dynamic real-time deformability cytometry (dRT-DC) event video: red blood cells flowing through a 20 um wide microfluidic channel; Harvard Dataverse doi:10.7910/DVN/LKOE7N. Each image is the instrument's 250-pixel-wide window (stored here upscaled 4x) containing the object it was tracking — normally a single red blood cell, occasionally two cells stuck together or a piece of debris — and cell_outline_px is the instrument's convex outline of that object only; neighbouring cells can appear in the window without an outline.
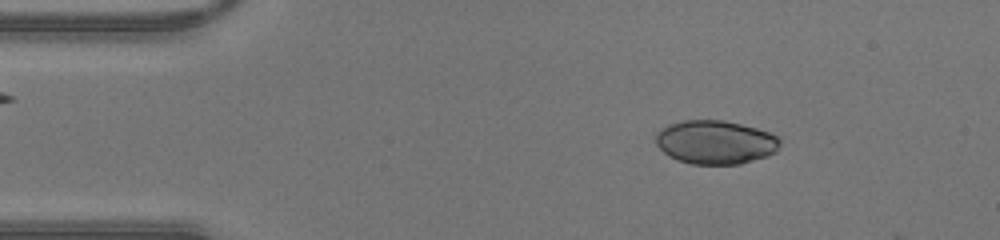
{"species": "human", "species_latin": "Homo sapiens", "temperature_condition": "warm", "stored_images_in_passage": 44, "camera_frame_rate_fps": 3000, "um_per_image_px": 0.085, "donor": {"sex": "male"}, "frame": {"image": 1, "passage_image": 6, "time_ms": 1.667, "image_size_px": [1000, 240], "cell_outline_px": [[780, 144], [776, 152], [768, 156], [740, 164], [692, 164], [676, 160], [668, 156], [656, 144], [656, 132], [660, 128], [668, 124], [684, 120], [724, 120], [756, 128], [768, 132], [776, 136], [780, 140]], "centroid_in_image_um": [60.79, 12.09], "position_along_channel_um": 24.2, "area_um2": 31.79}}
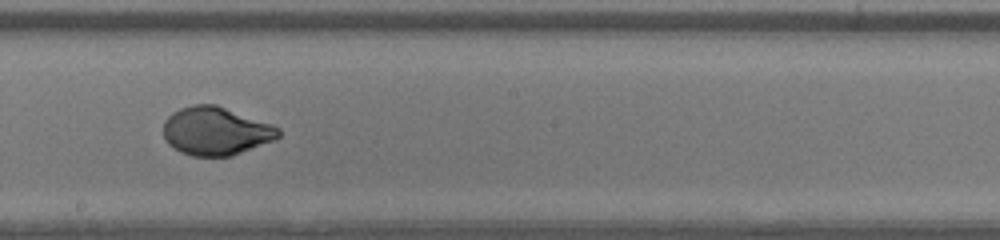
{"frame": {"image": 2, "passage_image": 24, "time_ms": 7.667, "image_size_px": [1000, 240], "cell_outline_px": [[280, 136], [272, 140], [232, 156], [192, 156], [180, 152], [168, 144], [164, 136], [164, 120], [172, 112], [180, 108], [192, 104], [216, 104], [272, 124], [280, 128]], "centroid_in_image_um": [18.32, 11.13], "position_along_channel_um": 229.9, "area_um2": 32.37}}
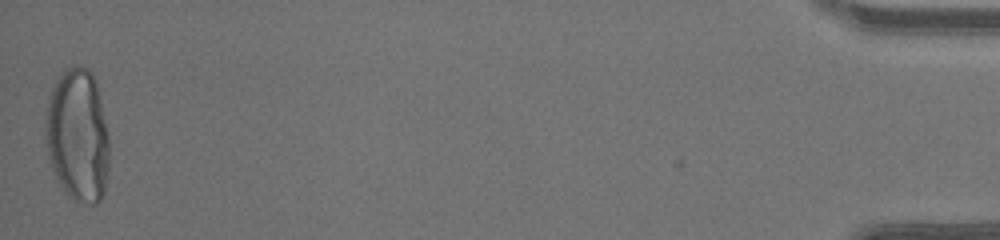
{"frame": {"image": 3, "passage_image": 44, "time_ms": 14.333, "image_size_px": [1000, 240], "cell_outline_px": [[108, 172], [104, 192], [100, 200], [96, 204], [92, 204], [76, 200], [68, 196], [56, 180], [48, 156], [44, 132], [44, 128], [48, 96], [56, 80], [64, 68], [76, 64], [80, 64], [88, 68], [92, 72], [96, 80], [108, 136]], "centroid_in_image_um": [6.58, 11.47], "position_along_channel_um": 428.6, "area_um2": 50.05}}